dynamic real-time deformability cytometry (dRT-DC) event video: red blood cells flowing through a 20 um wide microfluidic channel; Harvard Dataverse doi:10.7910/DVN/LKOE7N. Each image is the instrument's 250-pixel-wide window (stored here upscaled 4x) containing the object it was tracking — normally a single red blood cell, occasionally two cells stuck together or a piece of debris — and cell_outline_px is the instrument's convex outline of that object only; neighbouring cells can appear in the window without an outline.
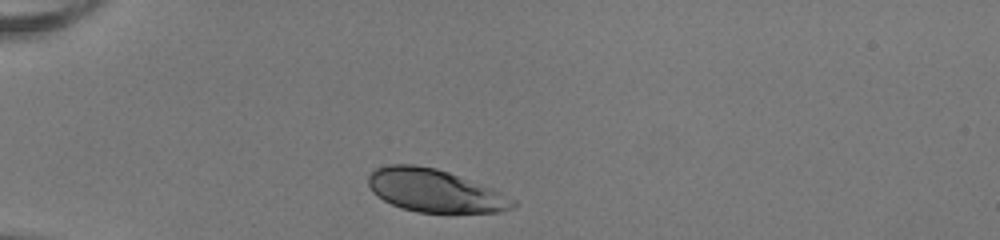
{"species": "human", "species_latin": "Homo sapiens", "temperature_condition": "room temperature", "stored_images_in_passage": 30, "camera_frame_rate_fps": 3000, "um_per_image_px": 0.085, "donor": {"sex": "female"}, "frame": {"image": 1, "passage_image": 1, "time_ms": 0.0, "image_size_px": [1000, 240], "cell_outline_px": [[516, 204], [512, 208], [500, 212], [416, 212], [400, 208], [376, 196], [372, 192], [368, 184], [368, 176], [372, 168], [388, 164], [416, 164], [436, 168], [448, 172], [492, 188], [516, 200]], "centroid_in_image_um": [36.9, 16.19], "position_along_channel_um": 48.1, "area_um2": 36.24}}
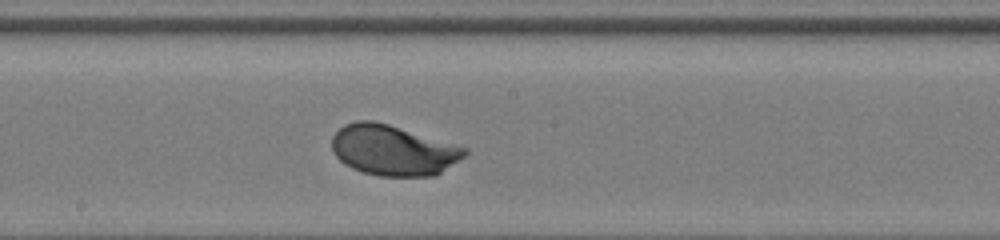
{"frame": {"image": 2, "passage_image": 16, "time_ms": 5.0, "image_size_px": [1000, 240], "cell_outline_px": [[468, 152], [464, 156], [436, 176], [380, 176], [364, 172], [352, 168], [344, 164], [332, 152], [332, 136], [344, 124], [356, 120], [372, 120], [388, 124], [456, 144], [468, 148]], "centroid_in_image_um": [33.4, 12.76], "position_along_channel_um": 214.8, "area_um2": 39.07}}
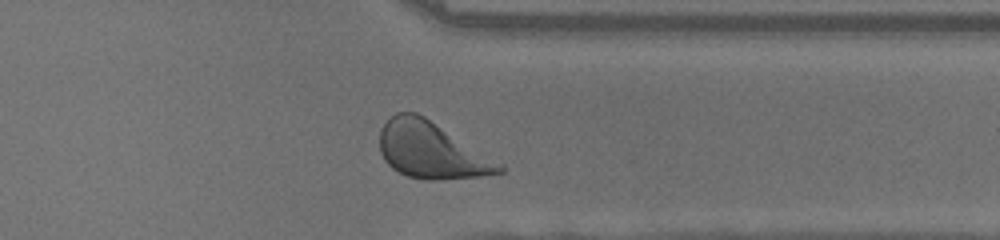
{"frame": {"image": 3, "passage_image": 28, "time_ms": 9.0, "image_size_px": [1000, 240], "cell_outline_px": [[504, 172], [480, 176], [436, 180], [424, 180], [408, 176], [392, 168], [384, 160], [380, 152], [380, 128], [396, 112], [416, 112], [424, 116], [504, 164]], "centroid_in_image_um": [36.67, 12.78], "position_along_channel_um": 374.7, "area_um2": 39.25}, "authors_computed_cell_mechanics": {"area_um2": 38.6682, "velocity_mm_per_s": 3.9973, "shape_relaxation_time_tau1_ms": 1.9156, "shape_relaxation_time_tau2_ms": null, "deformation_change_tau1": 0.1503, "deformation_change_tau2": null}}